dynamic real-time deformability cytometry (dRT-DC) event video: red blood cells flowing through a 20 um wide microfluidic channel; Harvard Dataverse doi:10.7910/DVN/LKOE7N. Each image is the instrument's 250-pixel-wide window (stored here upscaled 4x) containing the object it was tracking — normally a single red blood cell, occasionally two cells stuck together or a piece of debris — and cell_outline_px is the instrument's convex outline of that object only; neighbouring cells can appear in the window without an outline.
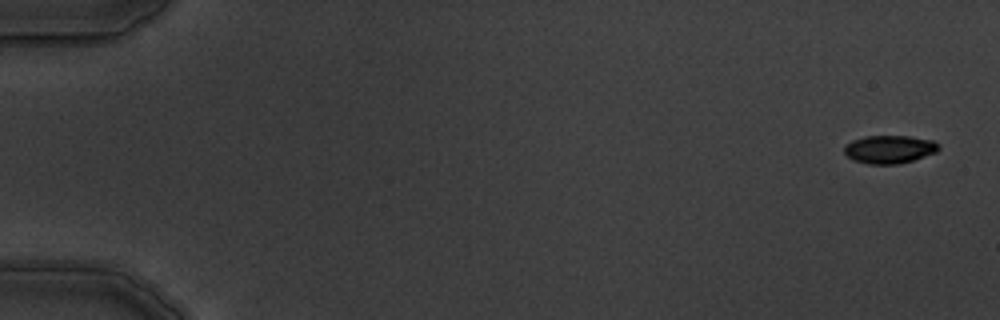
{"species": "common noctule bat (a hibernating species)", "species_latin": "Nyctalus noctula", "temperature_condition": "warm", "stored_images_in_passage": 7, "camera_frame_rate_fps": 3000, "um_per_image_px": 0.085, "animal": {"sex": "male", "body_mass_g": 19.5, "forearm_length_mm": 54.6}, "frame": {"image": 1, "passage_image": 1, "time_ms": 0.0, "image_size_px": [1000, 320], "cell_outline_px": [[940, 148], [936, 152], [900, 164], [868, 164], [852, 160], [844, 152], [844, 144], [852, 140], [864, 136], [908, 136], [932, 140], [940, 144]], "centroid_in_image_um": [75.58, 12.69], "position_along_channel_um": 9.4, "area_um2": 15.55}}
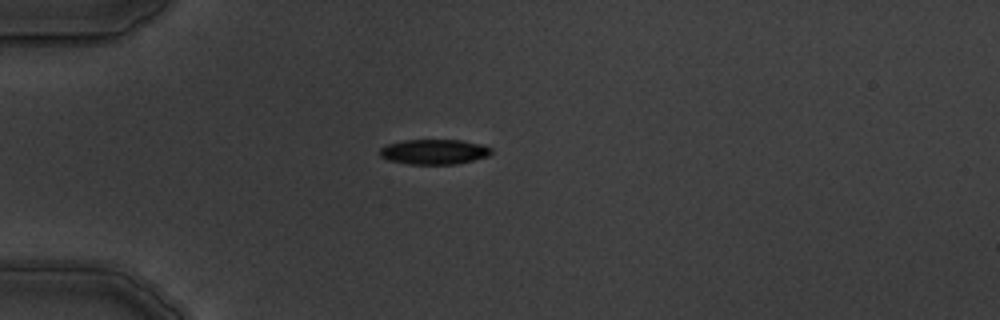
{"frame": {"image": 2, "passage_image": 5, "time_ms": 4.667, "image_size_px": [1000, 320], "cell_outline_px": [[492, 152], [488, 156], [456, 164], [408, 164], [388, 160], [380, 156], [380, 148], [388, 144], [404, 140], [460, 140], [484, 144], [492, 148]], "centroid_in_image_um": [36.92, 12.9], "position_along_channel_um": 48.1, "area_um2": 16.3}}
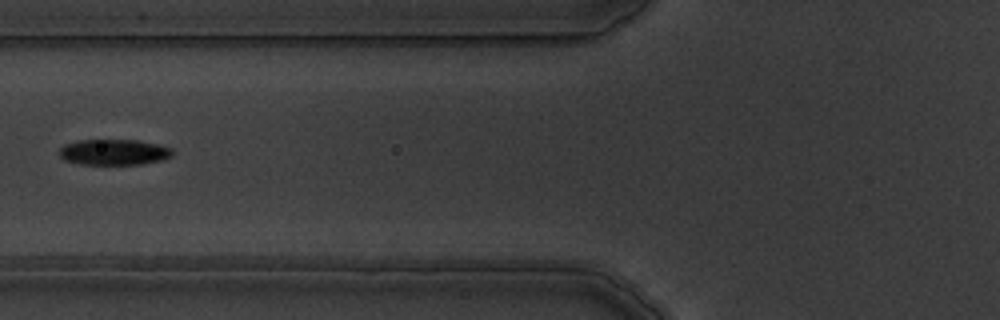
{"frame": {"image": 3, "passage_image": 7, "time_ms": 7.0, "image_size_px": [1000, 320], "cell_outline_px": [[172, 156], [160, 160], [140, 164], [80, 164], [64, 160], [60, 156], [60, 148], [64, 144], [76, 140], [140, 140], [160, 144], [172, 148]], "centroid_in_image_um": [9.68, 12.92], "position_along_channel_um": 116.1, "area_um2": 17.05}}